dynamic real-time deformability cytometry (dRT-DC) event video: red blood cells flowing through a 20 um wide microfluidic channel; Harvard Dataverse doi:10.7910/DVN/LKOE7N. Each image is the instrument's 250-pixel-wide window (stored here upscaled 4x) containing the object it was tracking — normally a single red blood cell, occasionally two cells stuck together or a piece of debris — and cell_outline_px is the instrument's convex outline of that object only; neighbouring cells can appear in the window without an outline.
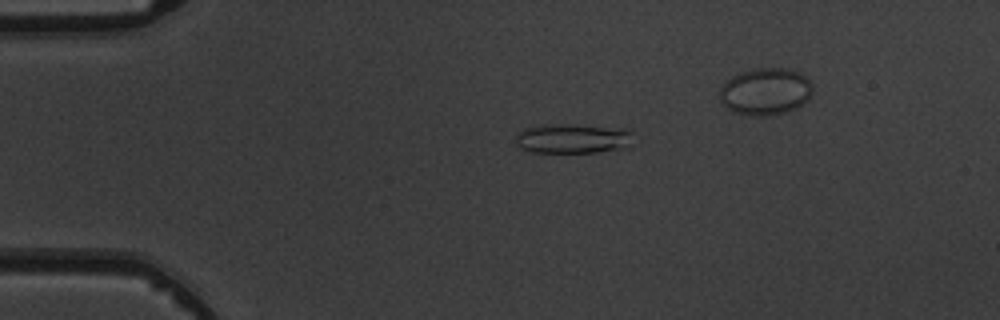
{"species": "common noctule bat (a hibernating species)", "species_latin": "Nyctalus noctula", "temperature_condition": "warm", "stored_images_in_passage": 6, "camera_frame_rate_fps": 3000, "um_per_image_px": 0.085, "animal": {"sex": "male", "body_mass_g": 19.5, "forearm_length_mm": 54.6}, "frame": {"image": 1, "passage_image": 3, "time_ms": 2.333, "image_size_px": [1000, 320], "cell_outline_px": [[632, 132], [628, 148], [596, 152], [532, 152], [520, 148], [516, 144], [516, 136], [524, 128], [544, 124], [572, 124], [628, 128]], "centroid_in_image_um": [48.7, 11.76], "position_along_channel_um": 36.3, "area_um2": 20.58}}
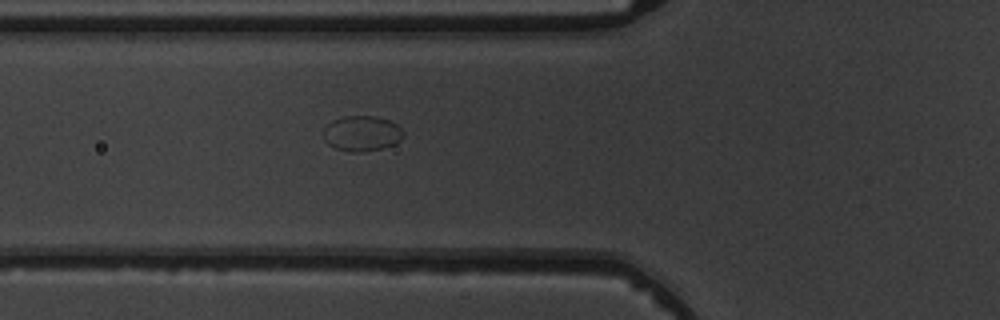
{"frame": {"image": 2, "passage_image": 6, "time_ms": 6.667, "image_size_px": [1000, 320], "cell_outline_px": [[404, 136], [400, 140], [392, 144], [380, 148], [364, 152], [352, 152], [336, 148], [328, 144], [324, 140], [324, 128], [332, 120], [344, 116], [376, 116], [388, 120], [396, 124], [404, 132]], "centroid_in_image_um": [30.74, 11.33], "position_along_channel_um": 95.1, "area_um2": 16.36}}